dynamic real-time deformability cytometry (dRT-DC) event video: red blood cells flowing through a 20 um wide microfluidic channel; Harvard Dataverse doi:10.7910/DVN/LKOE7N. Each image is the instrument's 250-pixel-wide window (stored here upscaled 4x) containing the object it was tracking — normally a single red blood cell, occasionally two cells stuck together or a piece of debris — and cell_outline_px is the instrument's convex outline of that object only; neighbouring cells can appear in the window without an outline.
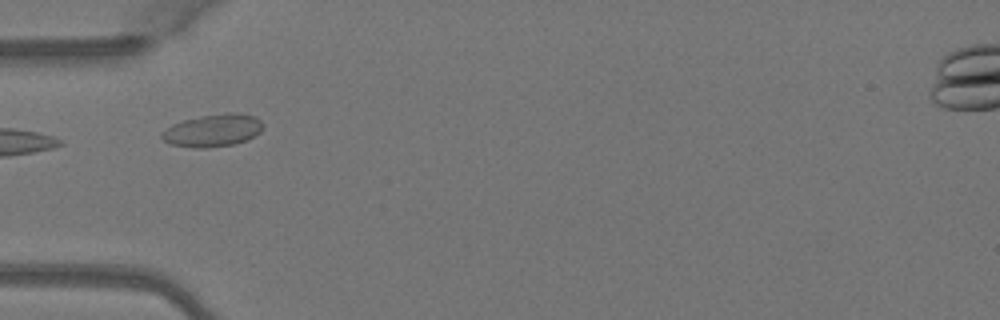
{"species": "Egyptian fruit bat (a non-hibernating species)", "species_latin": "Rousettus aegyptiacus", "temperature_condition": "warm", "stored_images_in_passage": 4, "camera_frame_rate_fps": 3000, "um_per_image_px": 0.085, "animal": {"sex": "female"}, "frame": {"image": 1, "passage_image": 4, "time_ms": 1.0, "image_size_px": [1000, 320], "cell_outline_px": [[264, 128], [260, 132], [248, 140], [232, 144], [204, 148], [196, 148], [172, 144], [164, 140], [160, 136], [160, 132], [172, 124], [184, 120], [200, 116], [224, 112], [240, 112], [256, 116], [264, 124]], "centroid_in_image_um": [18.13, 11.06], "position_along_channel_um": 66.9, "area_um2": 19.42}}